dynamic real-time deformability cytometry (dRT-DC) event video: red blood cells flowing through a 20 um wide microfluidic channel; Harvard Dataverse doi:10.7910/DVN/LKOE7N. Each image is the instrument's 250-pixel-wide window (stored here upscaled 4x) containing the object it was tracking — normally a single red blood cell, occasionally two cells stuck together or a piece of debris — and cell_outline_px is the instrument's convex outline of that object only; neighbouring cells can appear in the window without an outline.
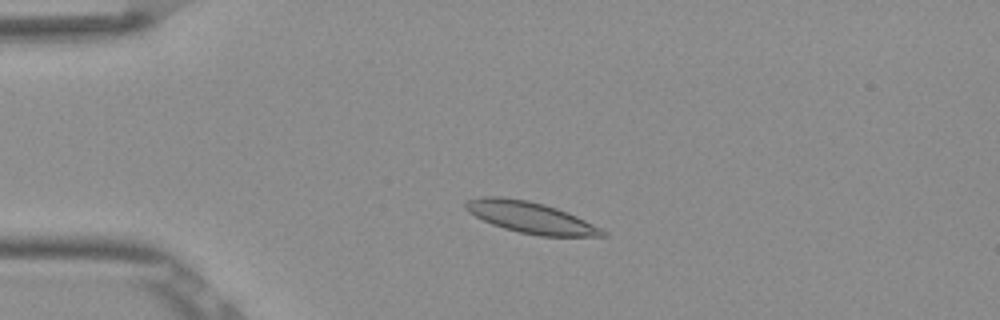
{"species": "Egyptian fruit bat (a non-hibernating species)", "species_latin": "Rousettus aegyptiacus", "temperature_condition": "room temperature", "stored_images_in_passage": 50, "camera_frame_rate_fps": 3000, "um_per_image_px": 0.085, "frame": {"image": 1, "passage_image": 10, "time_ms": 3.0, "image_size_px": [1000, 320], "cell_outline_px": [[608, 236], [540, 236], [520, 232], [504, 228], [492, 224], [468, 212], [464, 208], [464, 204], [468, 200], [480, 196], [500, 196], [528, 200], [544, 204], [568, 212], [608, 232]], "centroid_in_image_um": [45.08, 18.47], "position_along_channel_um": 39.9, "area_um2": 24.85}}
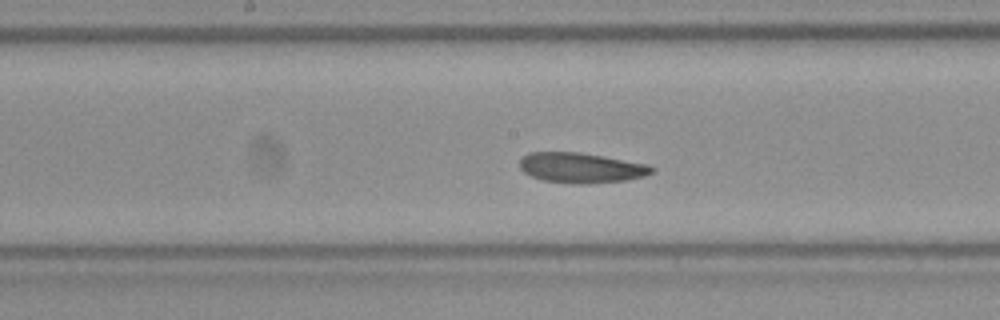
{"frame": {"image": 2, "passage_image": 25, "time_ms": 8.0, "image_size_px": [1000, 320], "cell_outline_px": [[656, 168], [652, 172], [644, 176], [628, 180], [588, 184], [580, 184], [544, 180], [532, 176], [524, 172], [520, 168], [520, 160], [528, 152], [580, 152], [604, 156], [648, 164]], "centroid_in_image_um": [49.42, 14.26], "position_along_channel_um": 198.8, "area_um2": 23.24}}
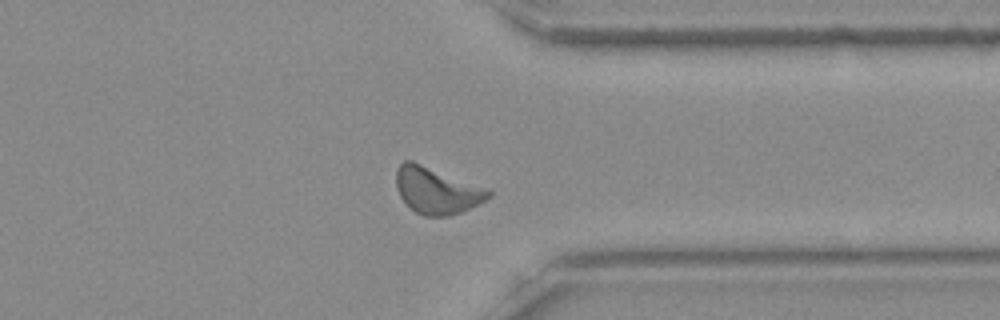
{"frame": {"image": 3, "passage_image": 39, "time_ms": 12.667, "image_size_px": [1000, 320], "cell_outline_px": [[492, 196], [460, 212], [448, 216], [424, 216], [416, 212], [400, 196], [396, 188], [396, 168], [404, 160], [412, 160], [488, 188], [492, 192]], "centroid_in_image_um": [37.1, 16.16], "position_along_channel_um": 374.3, "area_um2": 24.91}, "authors_computed_cell_mechanics": {"area_um2": 23.3801, "velocity_mm_per_s": 3.8229, "shape_relaxation_time_tau1_ms": 6.4181, "shape_relaxation_time_tau2_ms": null, "deformation_change_tau1": 0.1282, "deformation_change_tau2": null}}